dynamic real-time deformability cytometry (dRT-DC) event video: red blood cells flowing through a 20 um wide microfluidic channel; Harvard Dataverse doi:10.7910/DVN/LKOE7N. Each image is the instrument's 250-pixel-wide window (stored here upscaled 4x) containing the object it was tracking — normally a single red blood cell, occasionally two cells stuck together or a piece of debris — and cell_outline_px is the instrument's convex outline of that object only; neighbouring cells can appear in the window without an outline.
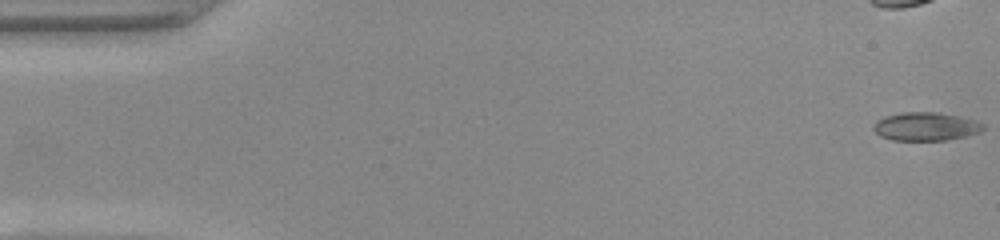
{"species": "common noctule bat (a hibernating species)", "species_latin": "Nyctalus noctula", "temperature_condition": "warm", "stored_images_in_passage": 53, "camera_frame_rate_fps": 3000, "um_per_image_px": 0.085, "animal": {"sex": "female", "body_mass_g": 22.0, "forearm_length_mm": 56.7}, "frame": {"image": 1, "passage_image": 1, "time_ms": 0.0, "image_size_px": [1000, 240], "cell_outline_px": [[984, 128], [976, 132], [964, 136], [944, 140], [892, 140], [880, 136], [872, 128], [872, 124], [876, 120], [884, 116], [900, 112], [936, 112], [960, 116], [976, 120], [984, 124]], "centroid_in_image_um": [78.63, 10.73], "position_along_channel_um": 6.4, "area_um2": 18.15}}
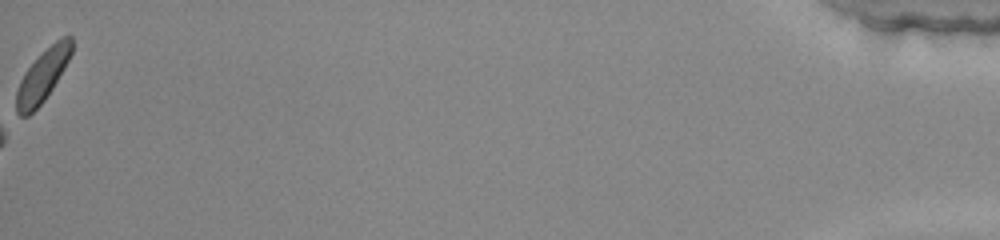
{"frame": {"image": 2, "passage_image": 53, "time_ms": 17.333, "image_size_px": [1000, 240], "cell_outline_px": [[72, 52], [64, 68], [52, 88], [44, 100], [28, 116], [20, 116], [16, 112], [16, 92], [20, 80], [24, 72], [56, 40], [64, 36], [72, 36]], "centroid_in_image_um": [3.61, 6.47], "position_along_channel_um": 431.6, "area_um2": 16.24}}